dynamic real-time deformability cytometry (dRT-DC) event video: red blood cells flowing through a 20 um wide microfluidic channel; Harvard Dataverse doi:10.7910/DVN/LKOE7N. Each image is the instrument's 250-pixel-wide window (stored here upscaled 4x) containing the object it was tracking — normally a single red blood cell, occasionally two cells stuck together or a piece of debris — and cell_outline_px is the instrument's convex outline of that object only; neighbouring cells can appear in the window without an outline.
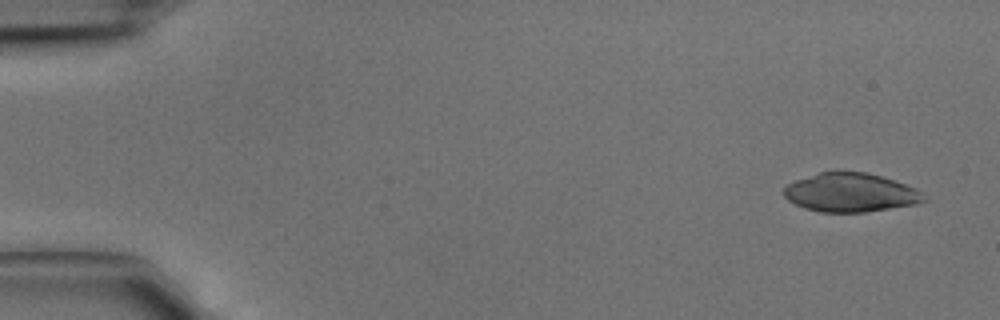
{"species": "common noctule bat (a hibernating species)", "species_latin": "Nyctalus noctula", "temperature_condition": "cold", "stored_images_in_passage": 4, "segment_of_instrument_passage": [1, 2], "camera_frame_rate_fps": 3000, "um_per_image_px": 0.085, "animal": {"sex": "male", "body_mass_g": 15.6}, "frame": {"image": 1, "passage_image": 1, "time_ms": 0.0, "image_size_px": [1000, 320], "cell_outline_px": [[928, 200], [916, 204], [864, 212], [820, 212], [804, 208], [788, 200], [784, 196], [784, 188], [788, 184], [796, 180], [820, 172], [868, 172], [916, 188]], "centroid_in_image_um": [72.29, 16.37], "position_along_channel_um": 12.7, "area_um2": 31.33}}